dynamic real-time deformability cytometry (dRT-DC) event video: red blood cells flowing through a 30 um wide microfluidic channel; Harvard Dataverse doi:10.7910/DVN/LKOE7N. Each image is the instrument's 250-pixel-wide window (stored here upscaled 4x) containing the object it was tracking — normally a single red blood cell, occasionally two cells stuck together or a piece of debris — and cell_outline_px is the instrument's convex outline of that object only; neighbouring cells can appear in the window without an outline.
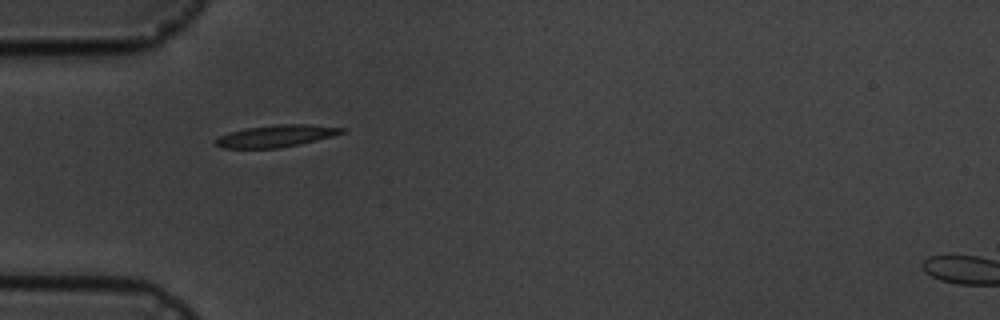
{"species": "common noctule bat (a hibernating species)", "species_latin": "Nyctalus noctula", "temperature_condition": "cold", "stored_images_in_passage": 2, "camera_frame_rate_fps": 3000, "um_per_image_px": 0.085, "animal": {"sex": "male", "body_mass_g": 19.5, "forearm_length_mm": 54.6}, "frame": {"image": 1, "passage_image": 1, "time_ms": 0.0, "image_size_px": [1000, 320], "cell_outline_px": [[348, 132], [300, 144], [280, 148], [220, 148], [212, 140], [228, 132], [244, 128], [276, 124], [308, 124], [348, 128]], "centroid_in_image_um": [23.48, 11.55], "position_along_channel_um": 61.5, "area_um2": 16.47}}
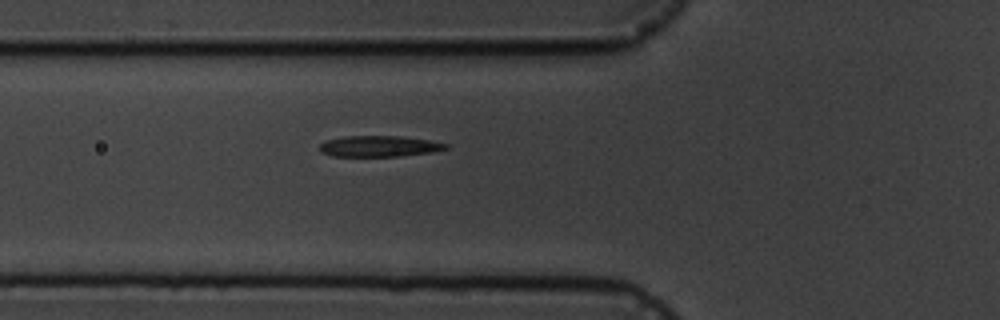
{"frame": {"image": 2, "passage_image": 2, "time_ms": 1.0, "image_size_px": [1000, 320], "cell_outline_px": [[448, 148], [432, 152], [400, 156], [332, 156], [320, 152], [320, 144], [324, 140], [344, 136], [400, 136], [428, 140], [448, 144]], "centroid_in_image_um": [32.19, 12.43], "position_along_channel_um": 93.6, "area_um2": 15.43}}